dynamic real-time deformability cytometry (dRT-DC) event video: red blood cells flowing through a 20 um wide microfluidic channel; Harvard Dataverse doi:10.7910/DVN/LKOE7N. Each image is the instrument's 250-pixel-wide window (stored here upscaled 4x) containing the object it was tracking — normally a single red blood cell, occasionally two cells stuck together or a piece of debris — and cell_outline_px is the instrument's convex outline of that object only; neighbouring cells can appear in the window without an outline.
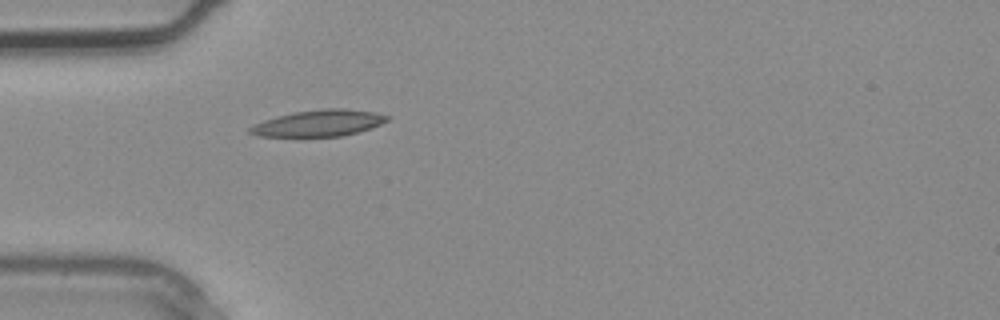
{"species": "common noctule bat (a hibernating species)", "species_latin": "Nyctalus noctula", "temperature_condition": "warm", "stored_images_in_passage": 1, "camera_frame_rate_fps": 3000, "um_per_image_px": 0.085, "animal": {"sex": "male", "body_mass_g": 20.4}, "frame": {"image": 1, "passage_image": 1, "time_ms": 0.0, "image_size_px": [1000, 320], "cell_outline_px": [[392, 116], [388, 120], [372, 128], [340, 136], [256, 136], [248, 132], [248, 128], [252, 124], [276, 116], [296, 112], [320, 108], [344, 108], [376, 112]], "centroid_in_image_um": [27.1, 10.45], "position_along_channel_um": 57.9, "area_um2": 21.21}}